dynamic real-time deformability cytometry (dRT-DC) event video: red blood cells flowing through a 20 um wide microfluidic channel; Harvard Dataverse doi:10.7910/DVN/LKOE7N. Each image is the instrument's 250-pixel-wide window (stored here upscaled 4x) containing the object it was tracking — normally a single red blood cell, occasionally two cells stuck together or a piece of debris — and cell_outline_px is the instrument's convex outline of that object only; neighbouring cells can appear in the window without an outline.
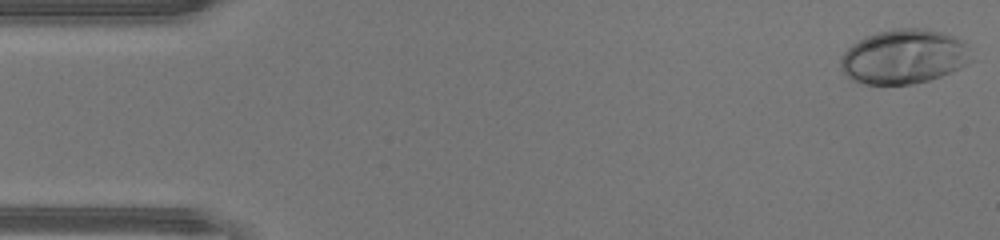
{"species": "human", "species_latin": "Homo sapiens", "temperature_condition": "warm", "stored_images_in_passage": 46, "camera_frame_rate_fps": 3000, "um_per_image_px": 0.085, "donor": {"sex": "male"}, "frame": {"image": 1, "passage_image": 1, "time_ms": 0.0, "image_size_px": [1000, 240], "cell_outline_px": [[976, 60], [960, 68], [940, 76], [928, 80], [912, 84], [864, 84], [852, 80], [840, 68], [840, 56], [852, 44], [864, 36], [896, 28], [924, 28], [940, 32], [952, 36], [968, 44]], "centroid_in_image_um": [76.87, 4.81], "position_along_channel_um": 8.1, "area_um2": 41.79}}
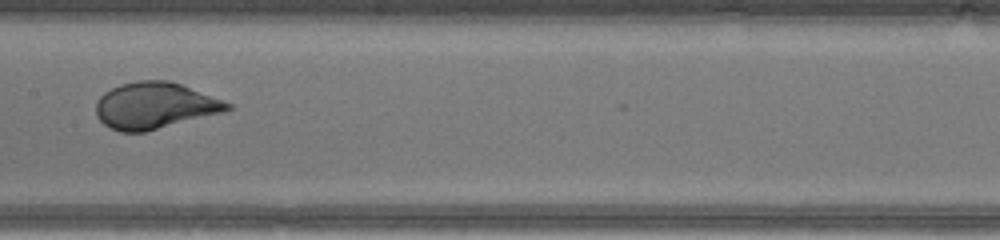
{"frame": {"image": 2, "passage_image": 23, "time_ms": 7.333, "image_size_px": [1000, 240], "cell_outline_px": [[232, 108], [224, 112], [144, 132], [120, 132], [104, 124], [96, 116], [96, 104], [100, 96], [104, 92], [120, 84], [140, 80], [168, 80], [180, 84], [232, 104]], "centroid_in_image_um": [13.13, 8.98], "position_along_channel_um": 194.3, "area_um2": 35.26}}
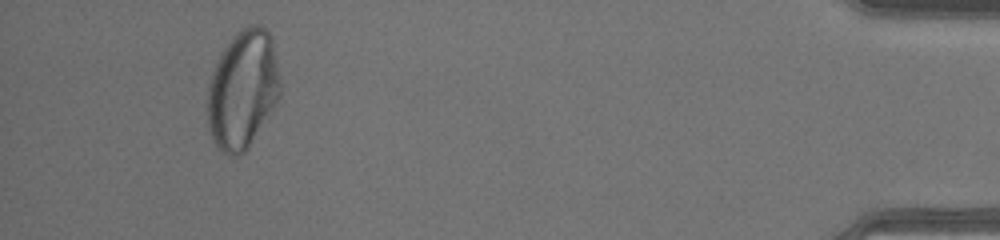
{"frame": {"image": 3, "passage_image": 43, "time_ms": 14.0, "image_size_px": [1000, 240], "cell_outline_px": [[280, 96], [244, 152], [236, 156], [228, 156], [216, 144], [212, 136], [208, 124], [208, 84], [216, 60], [232, 36], [236, 32], [248, 24], [260, 24], [272, 36], [280, 84]], "centroid_in_image_um": [20.62, 7.55], "position_along_channel_um": 414.6, "area_um2": 49.71}, "authors_computed_cell_mechanics": {"area_um2": 38.0035, "velocity_mm_per_s": 4.4401, "shape_relaxation_time_tau1_ms": 3.8995, "shape_relaxation_time_tau2_ms": null, "deformation_change_tau1": 0.2235, "deformation_change_tau2": null}}